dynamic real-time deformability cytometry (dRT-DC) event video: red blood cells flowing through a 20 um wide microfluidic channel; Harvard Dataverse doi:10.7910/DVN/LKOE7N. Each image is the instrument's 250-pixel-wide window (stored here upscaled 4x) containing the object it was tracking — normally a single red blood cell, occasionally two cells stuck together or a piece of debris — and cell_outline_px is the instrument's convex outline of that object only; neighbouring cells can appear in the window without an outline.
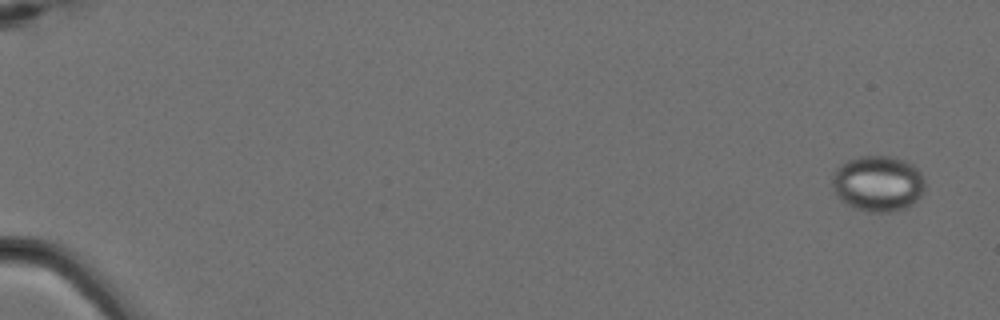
{"species": "Egyptian fruit bat (a non-hibernating species)", "species_latin": "Rousettus aegyptiacus", "temperature_condition": "cold", "stored_images_in_passage": 7, "camera_frame_rate_fps": 3000, "um_per_image_px": 0.085, "animal": {"sex": "female"}, "frame": {"image": 1, "passage_image": 1, "time_ms": 0.0, "image_size_px": [1000, 320], "cell_outline_px": [[924, 188], [920, 196], [908, 208], [896, 212], [868, 212], [852, 208], [844, 204], [836, 196], [832, 184], [832, 176], [836, 168], [840, 164], [848, 160], [860, 156], [892, 156], [904, 160], [912, 164], [924, 176]], "centroid_in_image_um": [74.61, 15.62], "position_along_channel_um": 10.4, "area_um2": 30.69}}
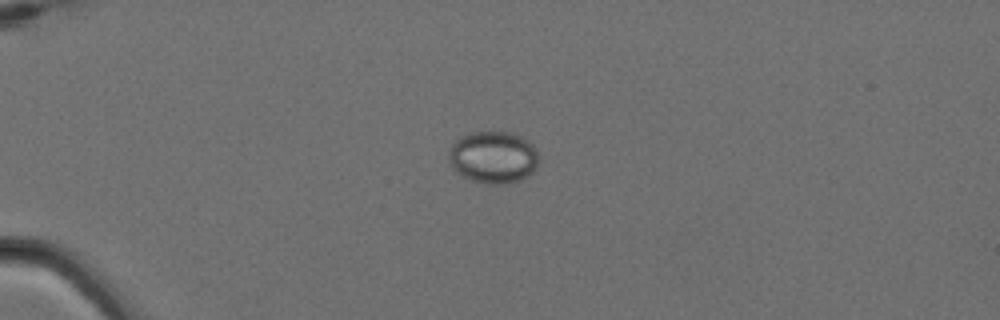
{"frame": {"image": 2, "passage_image": 5, "time_ms": 1.333, "image_size_px": [1000, 320], "cell_outline_px": [[536, 168], [532, 172], [520, 180], [504, 184], [488, 184], [472, 180], [456, 172], [448, 160], [448, 152], [452, 144], [456, 140], [472, 132], [508, 132], [524, 136], [536, 148]], "centroid_in_image_um": [41.92, 13.36], "position_along_channel_um": 43.1, "area_um2": 27.22}}